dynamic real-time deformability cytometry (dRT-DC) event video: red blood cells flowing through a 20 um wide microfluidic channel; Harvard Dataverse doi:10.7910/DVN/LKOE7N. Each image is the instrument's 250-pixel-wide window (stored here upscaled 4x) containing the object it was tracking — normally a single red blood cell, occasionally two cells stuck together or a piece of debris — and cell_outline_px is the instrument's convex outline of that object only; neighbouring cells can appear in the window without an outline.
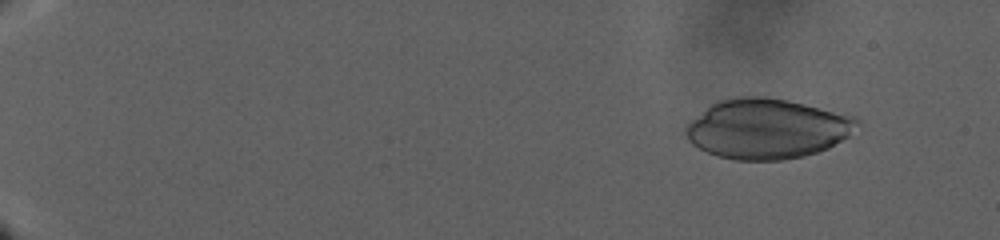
{"species": "human", "species_latin": "Homo sapiens", "temperature_condition": "warm", "stored_images_in_passage": 47, "camera_frame_rate_fps": 3000, "um_per_image_px": 0.085, "donor": {"sex": "male"}, "frame": {"image": 1, "passage_image": 2, "time_ms": 0.333, "image_size_px": [1000, 240], "cell_outline_px": [[860, 120], [848, 136], [828, 148], [804, 156], [784, 160], [736, 160], [716, 156], [692, 144], [688, 140], [684, 132], [684, 128], [692, 120], [712, 104], [720, 100], [736, 96], [764, 96], [788, 100], [856, 116]], "centroid_in_image_um": [65.19, 10.94], "position_along_channel_um": 19.8, "area_um2": 59.71}}
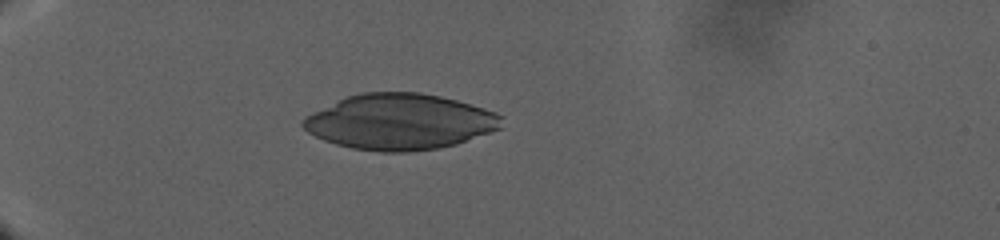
{"frame": {"image": 2, "passage_image": 39, "time_ms": 12.333, "image_size_px": [1000, 240], "cell_outline_px": [[504, 116], [500, 128], [456, 144], [436, 148], [408, 152], [380, 152], [352, 148], [336, 144], [324, 140], [308, 132], [300, 124], [300, 120], [304, 116], [312, 112], [348, 96], [360, 92], [420, 92], [440, 96], [456, 100], [484, 108], [496, 112]], "centroid_in_image_um": [33.96, 10.35], "position_along_channel_um": 51.0, "area_um2": 64.45}}